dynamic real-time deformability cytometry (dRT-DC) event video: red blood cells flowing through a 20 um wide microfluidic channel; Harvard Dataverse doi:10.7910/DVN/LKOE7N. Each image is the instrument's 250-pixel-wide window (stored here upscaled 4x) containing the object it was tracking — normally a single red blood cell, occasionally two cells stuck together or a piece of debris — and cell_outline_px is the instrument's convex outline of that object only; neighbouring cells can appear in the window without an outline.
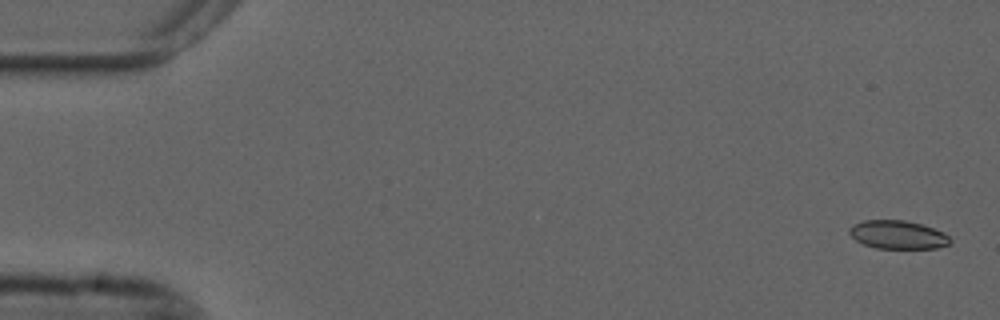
{"species": "common noctule bat (a hibernating species)", "species_latin": "Nyctalus noctula", "temperature_condition": "cold", "stored_images_in_passage": 49, "camera_frame_rate_fps": 3000, "um_per_image_px": 0.085, "animal": {"sex": "male", "forearm_length_mm": 52.5}, "frame": {"image": 1, "passage_image": 2, "time_ms": 0.333, "image_size_px": [1000, 320], "cell_outline_px": [[952, 240], [948, 244], [936, 248], [876, 248], [864, 244], [856, 240], [848, 232], [848, 228], [852, 224], [864, 220], [904, 220], [920, 224], [944, 232]], "centroid_in_image_um": [76.28, 19.94], "position_along_channel_um": 8.7, "area_um2": 16.59}}
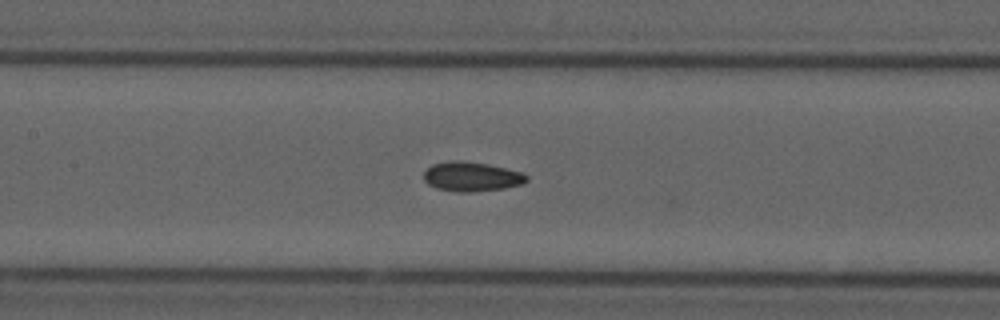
{"frame": {"image": 2, "passage_image": 26, "time_ms": 8.333, "image_size_px": [1000, 320], "cell_outline_px": [[528, 180], [524, 184], [504, 188], [472, 192], [456, 192], [436, 188], [428, 184], [424, 180], [424, 172], [432, 164], [452, 160], [456, 160], [488, 164], [524, 172], [528, 176]], "centroid_in_image_um": [40.11, 15.01], "position_along_channel_um": 167.3, "area_um2": 17.8}}
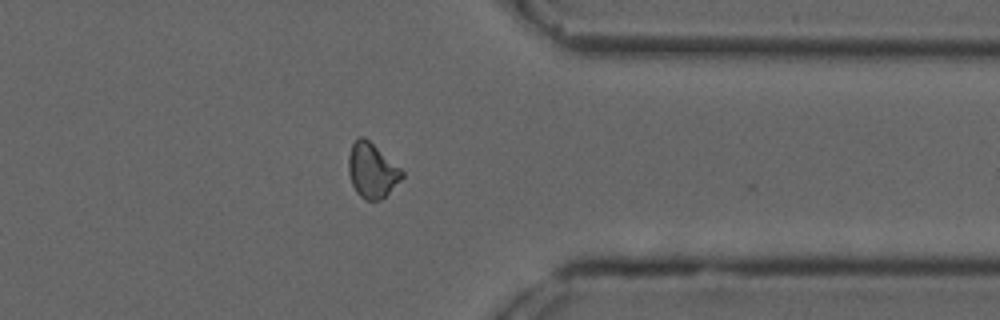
{"frame": {"image": 3, "passage_image": 44, "time_ms": 14.333, "image_size_px": [1000, 320], "cell_outline_px": [[404, 176], [380, 200], [364, 200], [356, 192], [352, 184], [348, 172], [348, 156], [352, 144], [360, 136], [364, 136], [400, 168], [404, 172]], "centroid_in_image_um": [31.59, 14.49], "position_along_channel_um": 379.8, "area_um2": 16.82}, "authors_computed_cell_mechanics": {"area_um2": 17.051, "velocity_mm_per_s": 3.6852, "shape_relaxation_time_tau1_ms": null, "shape_relaxation_time_tau2_ms": 2.1988, "deformation_change_tau1": null, "deformation_change_tau2": 0.0596}}